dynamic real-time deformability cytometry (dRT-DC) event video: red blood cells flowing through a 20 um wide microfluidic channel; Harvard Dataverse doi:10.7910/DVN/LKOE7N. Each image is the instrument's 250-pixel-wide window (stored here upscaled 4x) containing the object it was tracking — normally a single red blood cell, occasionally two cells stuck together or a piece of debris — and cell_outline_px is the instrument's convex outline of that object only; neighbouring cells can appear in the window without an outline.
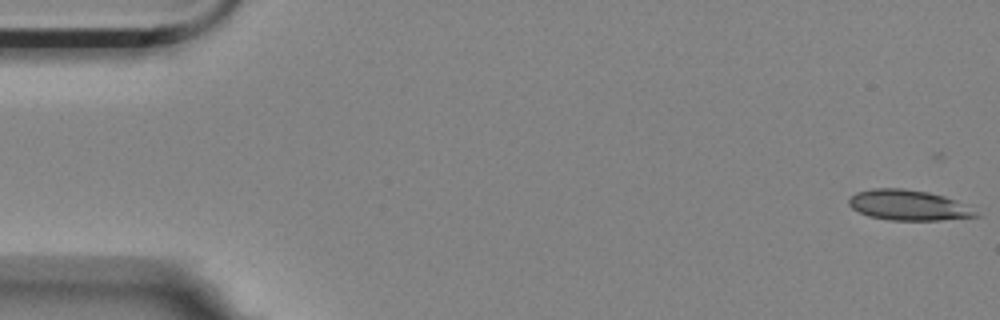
{"species": "Egyptian fruit bat (a non-hibernating species)", "species_latin": "Rousettus aegyptiacus", "temperature_condition": "room temperature", "stored_images_in_passage": 56, "camera_frame_rate_fps": 3000, "um_per_image_px": 0.085, "animal": {"sex": "female"}, "frame": {"image": 1, "passage_image": 1, "time_ms": 0.0, "image_size_px": [1000, 320], "cell_outline_px": [[980, 216], [940, 220], [888, 220], [868, 216], [852, 208], [848, 204], [848, 200], [856, 192], [872, 188], [904, 188], [928, 192], [944, 196], [956, 200], [976, 212]], "centroid_in_image_um": [77.17, 17.43], "position_along_channel_um": 7.8, "area_um2": 22.37}}
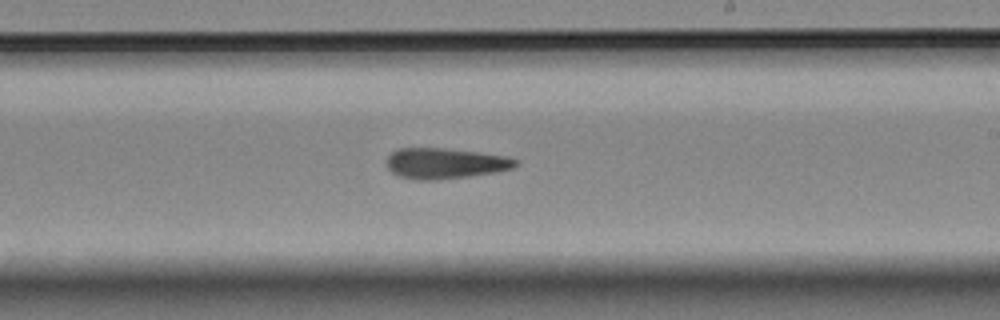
{"frame": {"image": 2, "passage_image": 33, "time_ms": 10.667, "image_size_px": [1000, 320], "cell_outline_px": [[520, 164], [512, 168], [496, 172], [468, 176], [436, 180], [416, 180], [400, 176], [392, 172], [388, 168], [388, 156], [396, 148], [444, 148], [508, 156], [520, 160]], "centroid_in_image_um": [37.87, 13.88], "position_along_channel_um": 251.1, "area_um2": 23.06}}
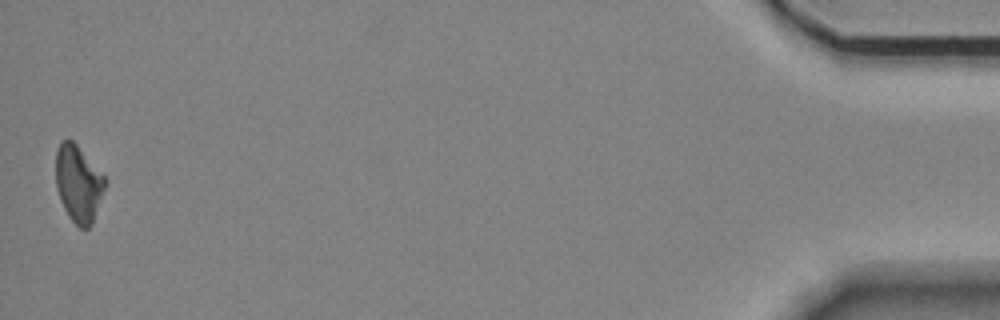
{"frame": {"image": 3, "passage_image": 56, "time_ms": 18.333, "image_size_px": [1000, 320], "cell_outline_px": [[104, 188], [92, 224], [88, 228], [80, 228], [68, 216], [60, 200], [56, 188], [56, 152], [60, 140], [72, 140], [76, 144], [104, 176]], "centroid_in_image_um": [6.63, 15.61], "position_along_channel_um": 428.6, "area_um2": 21.62}, "authors_computed_cell_mechanics": {"area_um2": 22.6576, "velocity_mm_per_s": 3.5088, "shape_relaxation_time_tau1_ms": null, "shape_relaxation_time_tau2_ms": 10.0723, "deformation_change_tau1": null, "deformation_change_tau2": 0.2102}}